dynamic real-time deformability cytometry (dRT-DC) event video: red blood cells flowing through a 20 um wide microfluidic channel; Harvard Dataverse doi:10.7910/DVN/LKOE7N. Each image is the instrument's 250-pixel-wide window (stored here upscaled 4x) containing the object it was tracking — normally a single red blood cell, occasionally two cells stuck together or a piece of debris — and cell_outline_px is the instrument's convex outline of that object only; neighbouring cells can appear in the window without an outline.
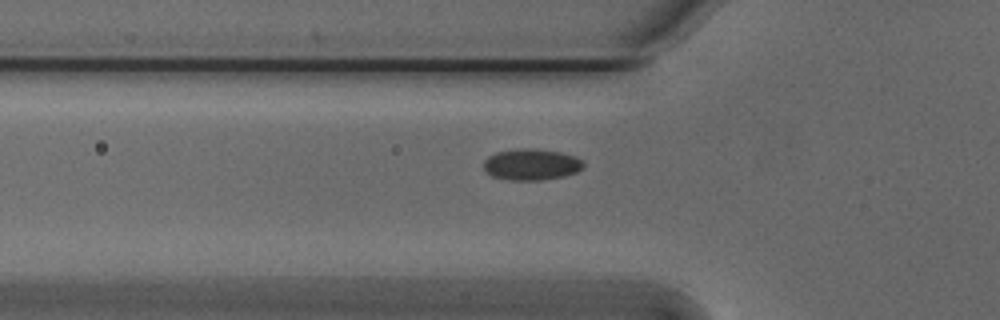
{"species": "Egyptian fruit bat (a non-hibernating species)", "species_latin": "Rousettus aegyptiacus", "temperature_condition": "cold", "stored_images_in_passage": 4, "camera_frame_rate_fps": 3000, "um_per_image_px": 0.085, "animal": {"sex": "male"}, "frame": {"image": 1, "passage_image": 2, "time_ms": 0.333, "image_size_px": [1000, 320], "cell_outline_px": [[584, 168], [576, 172], [564, 176], [540, 180], [508, 180], [492, 176], [484, 172], [484, 160], [488, 156], [496, 152], [520, 148], [536, 148], [560, 152], [576, 156], [584, 160]], "centroid_in_image_um": [45.17, 13.97], "position_along_channel_um": 80.6, "area_um2": 18.5}}